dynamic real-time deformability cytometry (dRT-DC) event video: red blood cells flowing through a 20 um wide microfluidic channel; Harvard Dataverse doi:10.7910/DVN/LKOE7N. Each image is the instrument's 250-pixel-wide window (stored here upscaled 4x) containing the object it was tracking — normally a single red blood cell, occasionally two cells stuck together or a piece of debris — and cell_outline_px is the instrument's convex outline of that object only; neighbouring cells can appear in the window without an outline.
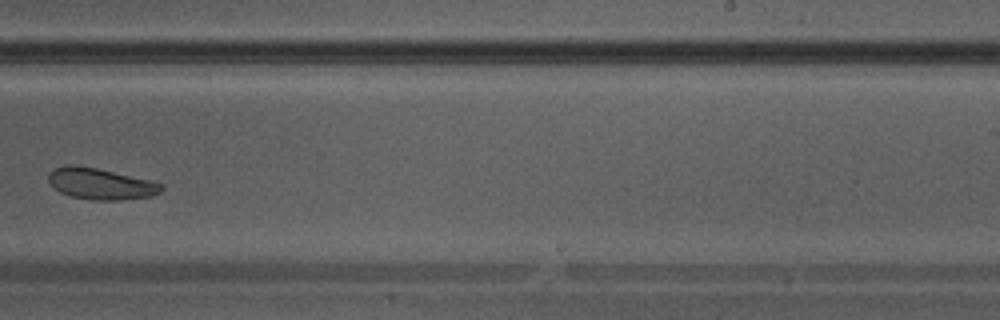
{"species": "Egyptian fruit bat (a non-hibernating species)", "species_latin": "Rousettus aegyptiacus", "temperature_condition": "warm", "stored_images_in_passage": 33, "camera_frame_rate_fps": 3000, "um_per_image_px": 0.085, "animal": {"sex": "male"}, "frame": {"image": 1, "passage_image": 19, "time_ms": 6.0, "image_size_px": [1000, 320], "cell_outline_px": [[164, 188], [160, 192], [152, 196], [120, 200], [88, 200], [72, 196], [60, 192], [52, 188], [48, 180], [48, 172], [52, 168], [64, 164], [76, 164], [96, 168], [148, 180], [164, 184]], "centroid_in_image_um": [8.49, 15.61], "position_along_channel_um": 280.5, "area_um2": 20.81}}